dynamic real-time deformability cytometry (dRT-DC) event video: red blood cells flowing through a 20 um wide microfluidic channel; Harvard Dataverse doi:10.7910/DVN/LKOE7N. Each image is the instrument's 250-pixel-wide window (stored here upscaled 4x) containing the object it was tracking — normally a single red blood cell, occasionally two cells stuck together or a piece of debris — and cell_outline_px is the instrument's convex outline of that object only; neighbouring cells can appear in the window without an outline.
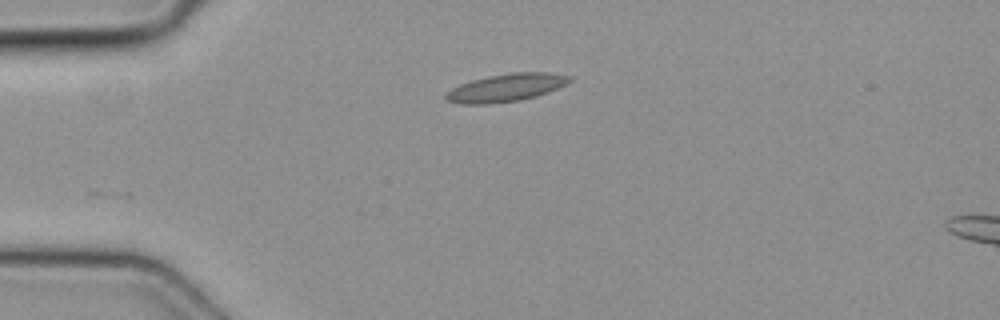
{"species": "common noctule bat (a hibernating species)", "species_latin": "Nyctalus noctula", "temperature_condition": "cold", "stored_images_in_passage": 2, "camera_frame_rate_fps": 3000, "um_per_image_px": 0.085, "animal": {"sex": "female", "body_mass_g": 19.3, "forearm_length_mm": 54.1}, "frame": {"image": 1, "passage_image": 2, "time_ms": 0.333, "image_size_px": [1000, 320], "cell_outline_px": [[572, 80], [568, 84], [536, 96], [520, 100], [488, 104], [460, 104], [448, 100], [444, 96], [452, 88], [460, 84], [472, 80], [488, 76], [512, 72], [548, 72], [572, 76]], "centroid_in_image_um": [43.05, 7.44], "position_along_channel_um": 41.9, "area_um2": 20.0}}